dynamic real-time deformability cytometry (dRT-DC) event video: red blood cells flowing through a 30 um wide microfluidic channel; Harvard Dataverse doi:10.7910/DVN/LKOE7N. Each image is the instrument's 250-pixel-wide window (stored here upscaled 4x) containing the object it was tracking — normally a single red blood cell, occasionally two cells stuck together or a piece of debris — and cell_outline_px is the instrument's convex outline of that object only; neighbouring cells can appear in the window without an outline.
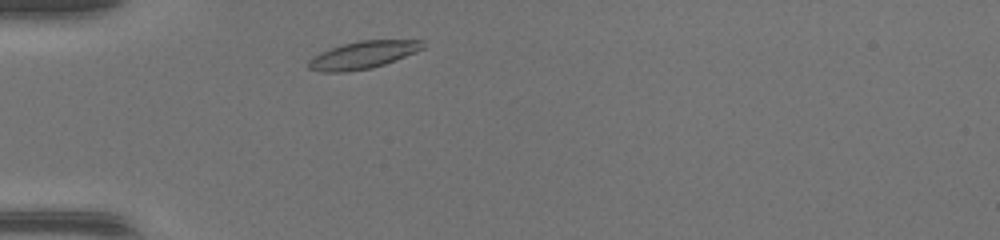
{"species": "common noctule bat (a hibernating species)", "species_latin": "Nyctalus noctula", "temperature_condition": "warm", "stored_images_in_passage": 36, "camera_frame_rate_fps": 3000, "um_per_image_px": 0.085, "animal": {"sex": "female", "body_mass_g": 17.0, "forearm_length_mm": 48.0}, "frame": {"image": 1, "passage_image": 3, "time_ms": 0.667, "image_size_px": [1000, 240], "cell_outline_px": [[424, 48], [416, 52], [396, 60], [372, 68], [344, 72], [320, 72], [308, 68], [308, 60], [312, 56], [320, 52], [344, 44], [360, 40], [424, 40]], "centroid_in_image_um": [30.85, 4.67], "position_along_channel_um": 54.2, "area_um2": 18.32}}
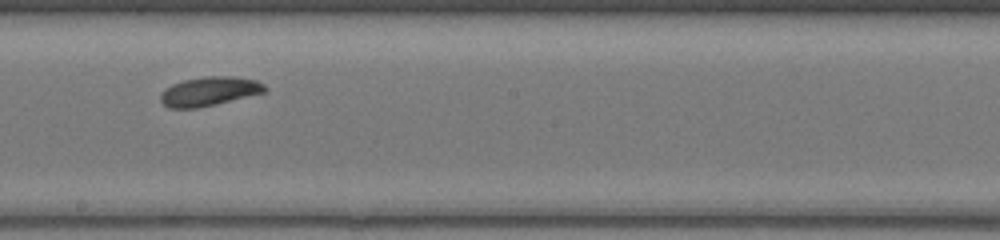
{"frame": {"image": 2, "passage_image": 16, "time_ms": 5.0, "image_size_px": [1000, 240], "cell_outline_px": [[268, 88], [264, 92], [216, 104], [196, 108], [168, 108], [160, 100], [160, 92], [164, 88], [172, 84], [184, 80], [204, 76], [232, 76], [256, 80], [264, 84]], "centroid_in_image_um": [17.76, 7.76], "position_along_channel_um": 230.4, "area_um2": 17.69}}
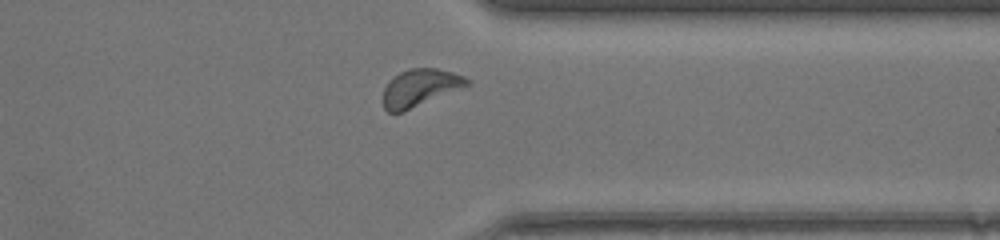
{"frame": {"image": 3, "passage_image": 26, "time_ms": 8.333, "image_size_px": [1000, 240], "cell_outline_px": [[472, 84], [404, 112], [388, 112], [384, 108], [384, 88], [388, 80], [392, 76], [408, 68], [436, 68], [452, 72], [464, 76], [472, 80]], "centroid_in_image_um": [35.72, 7.45], "position_along_channel_um": 375.7, "area_um2": 18.5}}